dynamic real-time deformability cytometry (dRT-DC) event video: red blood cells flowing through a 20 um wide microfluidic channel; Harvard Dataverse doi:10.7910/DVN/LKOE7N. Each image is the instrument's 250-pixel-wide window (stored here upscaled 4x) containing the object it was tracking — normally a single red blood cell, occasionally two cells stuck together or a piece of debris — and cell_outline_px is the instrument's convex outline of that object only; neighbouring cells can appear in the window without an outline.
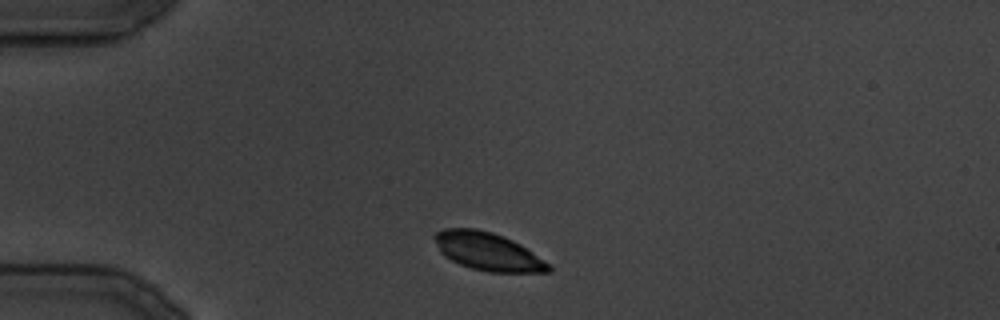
{"species": "common noctule bat (a hibernating species)", "species_latin": "Nyctalus noctula", "temperature_condition": "cold", "stored_images_in_passage": 27, "camera_frame_rate_fps": 3000, "um_per_image_px": 0.085, "animal": {"sex": "male", "body_mass_g": 19.5, "forearm_length_mm": 54.6}, "frame": {"image": 1, "passage_image": 1, "time_ms": 0.0, "image_size_px": [1000, 320], "cell_outline_px": [[552, 272], [488, 272], [472, 268], [460, 264], [444, 256], [440, 252], [432, 236], [436, 232], [444, 228], [476, 228], [492, 232], [512, 240], [520, 244], [552, 264]], "centroid_in_image_um": [41.48, 21.38], "position_along_channel_um": 43.5, "area_um2": 25.37}}
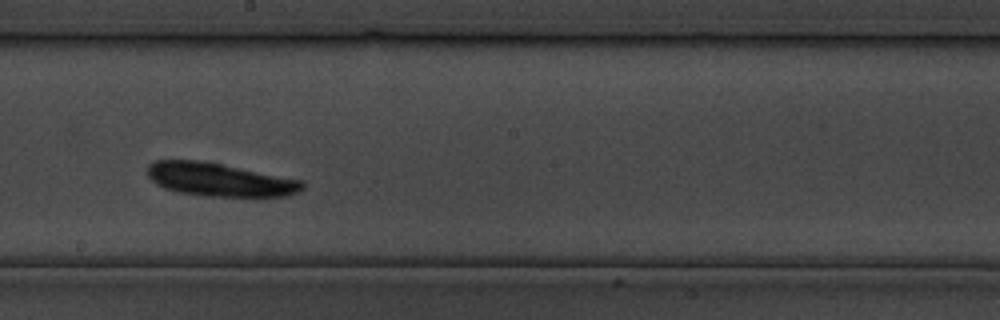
{"frame": {"image": 2, "passage_image": 12, "time_ms": 14.0, "image_size_px": [1000, 320], "cell_outline_px": [[304, 188], [300, 192], [288, 196], [256, 200], [204, 196], [180, 192], [164, 188], [156, 184], [148, 176], [148, 164], [156, 160], [196, 160], [220, 164], [304, 180]], "centroid_in_image_um": [18.79, 15.33], "position_along_channel_um": 229.4, "area_um2": 31.15}}
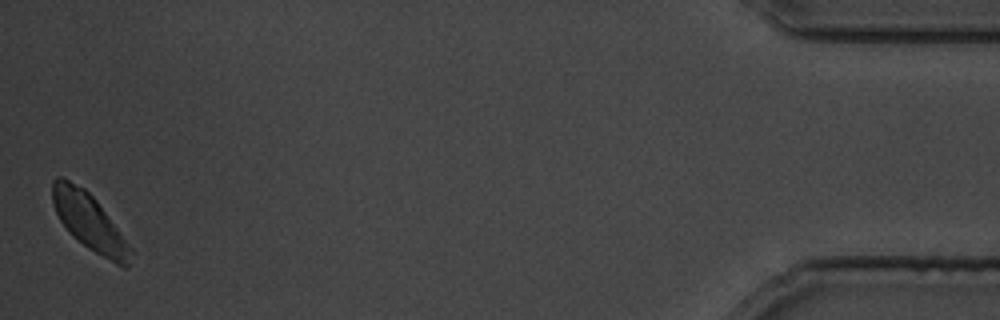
{"frame": {"image": 3, "passage_image": 27, "time_ms": 32.0, "image_size_px": [1000, 320], "cell_outline_px": [[132, 252], [128, 268], [124, 268], [116, 264], [88, 248], [72, 236], [68, 232], [60, 220], [56, 212], [52, 200], [52, 180], [56, 176], [60, 176], [84, 188], [96, 200], [132, 248]], "centroid_in_image_um": [7.58, 18.87], "position_along_channel_um": 427.6, "area_um2": 25.55}}